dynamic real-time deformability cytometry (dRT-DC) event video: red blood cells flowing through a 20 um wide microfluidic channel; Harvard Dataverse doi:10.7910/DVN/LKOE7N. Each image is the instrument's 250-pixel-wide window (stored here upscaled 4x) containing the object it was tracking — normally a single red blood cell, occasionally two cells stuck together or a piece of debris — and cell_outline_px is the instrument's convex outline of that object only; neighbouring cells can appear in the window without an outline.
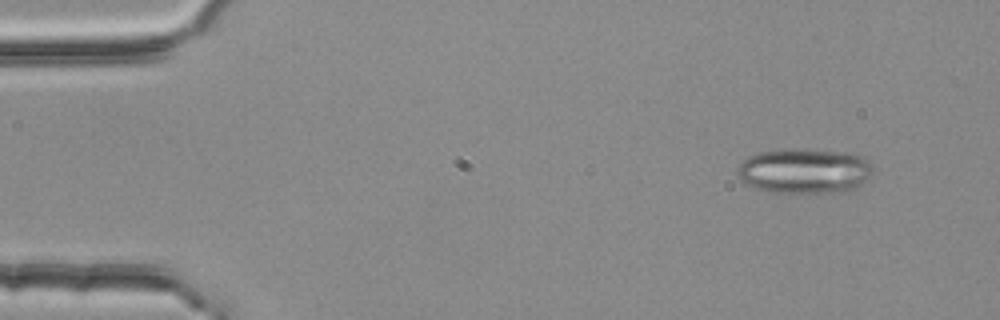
{"species": "common noctule bat (a hibernating species)", "species_latin": "Nyctalus noctula", "temperature_condition": "room temperature", "stored_images_in_passage": 4, "segment_of_instrument_passage": [1, 2], "camera_frame_rate_fps": 3000, "um_per_image_px": 0.085, "animal": {"sex": "female", "body_mass_g": 25.1}, "frame": {"image": 1, "passage_image": 1, "time_ms": 0.0, "image_size_px": [1000, 320], "cell_outline_px": [[872, 172], [860, 184], [848, 192], [776, 192], [756, 188], [744, 184], [736, 176], [736, 168], [748, 156], [760, 152], [792, 148], [844, 152], [864, 156], [872, 164]], "centroid_in_image_um": [68.35, 14.52], "position_along_channel_um": 16.7, "area_um2": 35.66}}